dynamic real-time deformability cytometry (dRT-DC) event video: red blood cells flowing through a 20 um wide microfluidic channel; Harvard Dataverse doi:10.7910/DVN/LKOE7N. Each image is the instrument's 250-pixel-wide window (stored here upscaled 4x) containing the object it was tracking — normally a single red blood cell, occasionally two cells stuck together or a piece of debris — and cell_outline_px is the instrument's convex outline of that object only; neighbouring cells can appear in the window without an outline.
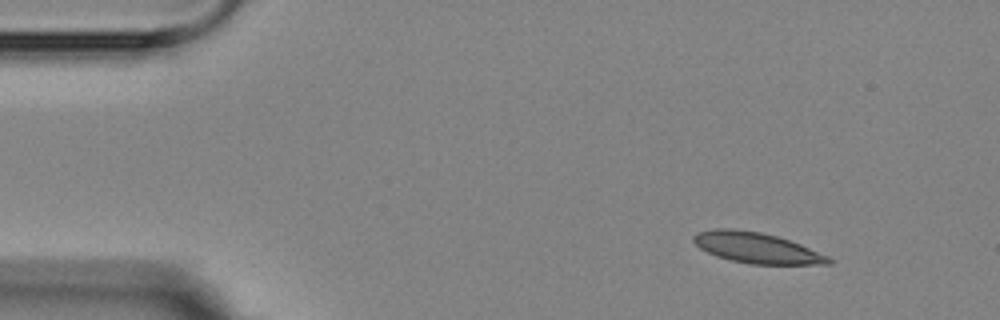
{"species": "Egyptian fruit bat (a non-hibernating species)", "species_latin": "Rousettus aegyptiacus", "temperature_condition": "room temperature", "stored_images_in_passage": 1, "camera_frame_rate_fps": 3000, "um_per_image_px": 0.085, "animal": {"sex": "female"}, "frame": {"image": 1, "passage_image": 1, "time_ms": 0.0, "image_size_px": [1000, 320], "cell_outline_px": [[832, 264], [752, 264], [732, 260], [716, 256], [700, 248], [692, 240], [692, 236], [696, 232], [716, 228], [732, 228], [760, 232], [776, 236], [800, 244], [828, 256], [832, 260]], "centroid_in_image_um": [64.28, 21.06], "position_along_channel_um": 20.7, "area_um2": 23.93}}